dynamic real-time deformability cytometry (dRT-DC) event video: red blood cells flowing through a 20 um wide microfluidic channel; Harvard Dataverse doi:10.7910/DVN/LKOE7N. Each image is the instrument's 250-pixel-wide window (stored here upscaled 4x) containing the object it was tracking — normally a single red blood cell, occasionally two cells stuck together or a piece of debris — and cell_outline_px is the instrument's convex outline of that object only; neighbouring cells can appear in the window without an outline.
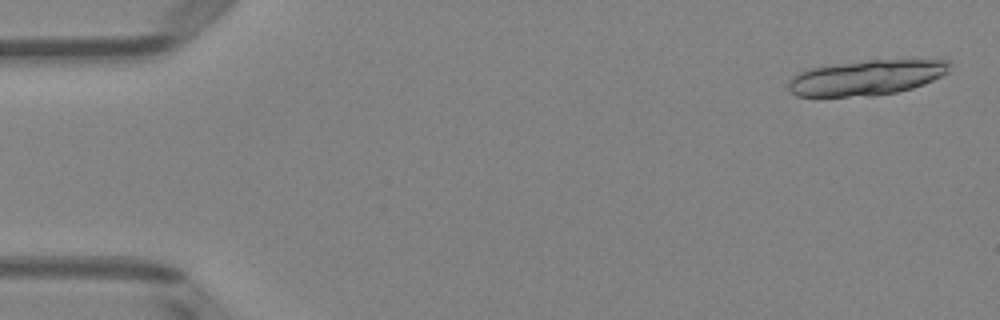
{"species": "Egyptian fruit bat (a non-hibernating species)", "species_latin": "Rousettus aegyptiacus", "temperature_condition": "room temperature", "stored_images_in_passage": 18, "camera_frame_rate_fps": 3000, "um_per_image_px": 0.085, "animal": {"sex": "female"}, "frame": {"image": 1, "passage_image": 2, "time_ms": 0.333, "image_size_px": [1000, 320], "cell_outline_px": [[948, 72], [924, 84], [912, 88], [896, 92], [872, 96], [796, 96], [788, 88], [788, 80], [792, 76], [808, 68], [836, 64], [868, 60], [948, 60]], "centroid_in_image_um": [73.6, 6.6], "position_along_channel_um": 11.4, "area_um2": 32.77}}